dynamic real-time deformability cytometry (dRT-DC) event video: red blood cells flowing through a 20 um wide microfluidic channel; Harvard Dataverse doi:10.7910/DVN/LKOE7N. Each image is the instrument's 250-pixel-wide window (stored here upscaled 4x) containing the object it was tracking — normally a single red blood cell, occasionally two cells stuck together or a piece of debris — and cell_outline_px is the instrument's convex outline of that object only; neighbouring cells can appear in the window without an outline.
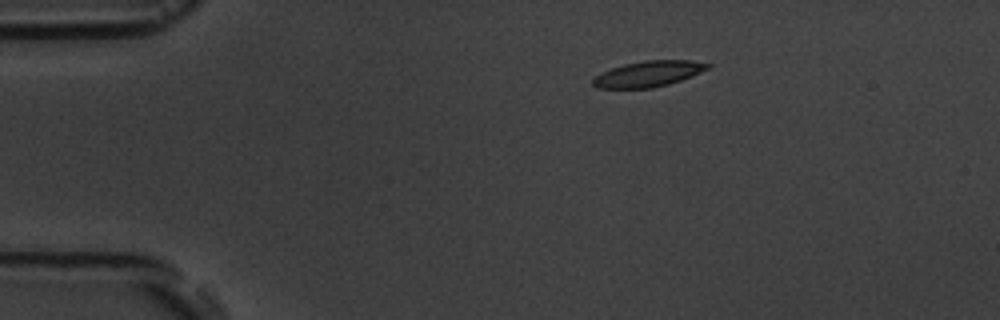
{"species": "common noctule bat (a hibernating species)", "species_latin": "Nyctalus noctula", "temperature_condition": "room temperature", "stored_images_in_passage": 5, "camera_frame_rate_fps": 3000, "um_per_image_px": 0.085, "animal": {"sex": "male", "body_mass_g": 19.5, "forearm_length_mm": 54.6}, "frame": {"image": 1, "passage_image": 1, "time_ms": 0.0, "image_size_px": [1000, 320], "cell_outline_px": [[712, 64], [708, 68], [692, 76], [668, 84], [652, 88], [596, 88], [592, 84], [592, 80], [600, 72], [624, 64], [644, 60], [692, 60]], "centroid_in_image_um": [55.09, 6.27], "position_along_channel_um": 29.9, "area_um2": 17.22}}
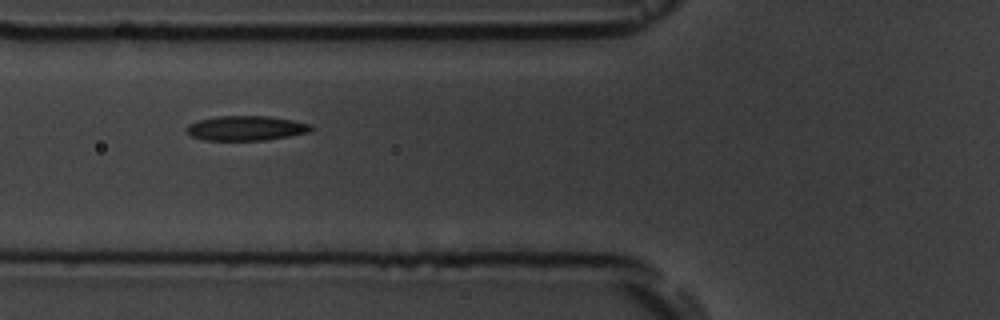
{"frame": {"image": 2, "passage_image": 4, "time_ms": 3.667, "image_size_px": [1000, 320], "cell_outline_px": [[312, 128], [308, 132], [288, 136], [264, 140], [204, 140], [192, 136], [184, 128], [188, 124], [200, 120], [216, 116], [268, 116], [292, 120], [312, 124]], "centroid_in_image_um": [20.89, 10.89], "position_along_channel_um": 104.9, "area_um2": 17.8}}
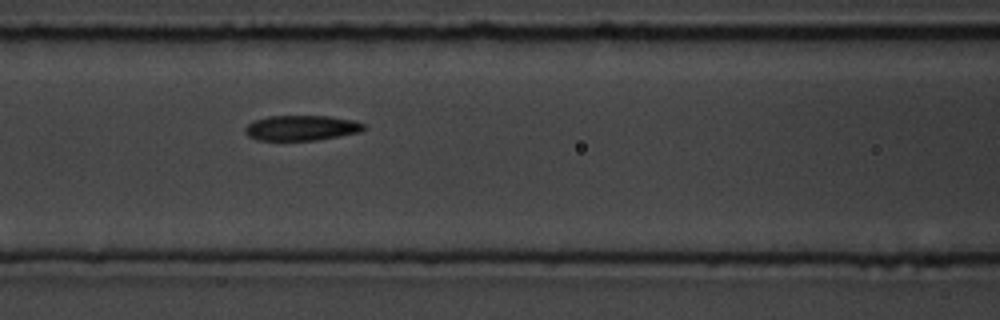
{"frame": {"image": 3, "passage_image": 5, "time_ms": 4.667, "image_size_px": [1000, 320], "cell_outline_px": [[368, 128], [360, 132], [340, 136], [316, 140], [256, 140], [248, 136], [244, 132], [244, 128], [252, 120], [268, 116], [328, 116], [352, 120], [364, 124]], "centroid_in_image_um": [25.6, 10.87], "position_along_channel_um": 141.0, "area_um2": 17.57}}